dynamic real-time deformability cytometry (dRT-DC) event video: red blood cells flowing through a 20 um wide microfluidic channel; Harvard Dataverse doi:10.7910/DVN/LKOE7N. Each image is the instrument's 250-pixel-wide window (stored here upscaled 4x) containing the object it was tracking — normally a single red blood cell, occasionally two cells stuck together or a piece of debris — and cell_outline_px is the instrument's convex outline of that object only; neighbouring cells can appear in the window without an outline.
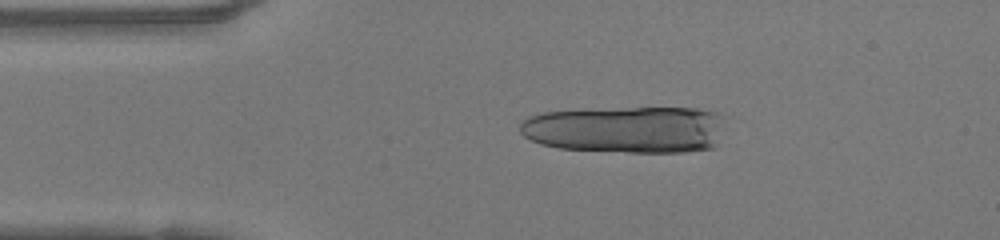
{"species": "human", "species_latin": "Homo sapiens", "temperature_condition": "warm", "stored_images_in_passage": 17, "camera_frame_rate_fps": 3000, "um_per_image_px": 0.085, "donor": {"sex": "female"}, "frame": {"image": 1, "passage_image": 8, "time_ms": 2.333, "image_size_px": [1000, 240], "cell_outline_px": [[724, 116], [716, 144], [712, 148], [684, 152], [628, 152], [560, 148], [540, 144], [524, 136], [520, 132], [520, 120], [528, 116], [544, 112], [624, 108], [696, 108], [720, 112]], "centroid_in_image_um": [53.22, 11.0], "position_along_channel_um": 31.8, "area_um2": 56.3}}